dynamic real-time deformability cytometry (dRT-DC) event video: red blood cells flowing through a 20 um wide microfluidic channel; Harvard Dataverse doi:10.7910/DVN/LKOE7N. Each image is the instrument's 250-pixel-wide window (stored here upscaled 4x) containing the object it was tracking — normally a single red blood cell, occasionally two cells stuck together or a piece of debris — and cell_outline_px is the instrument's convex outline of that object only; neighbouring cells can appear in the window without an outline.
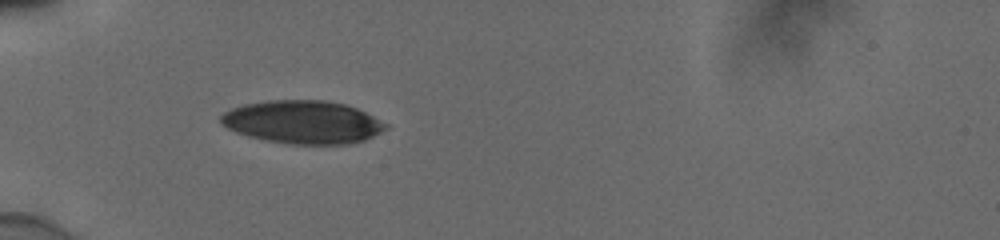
{"species": "human", "species_latin": "Homo sapiens", "temperature_condition": "cold", "stored_images_in_passage": 37, "camera_frame_rate_fps": 3000, "um_per_image_px": 0.085, "donor": {"sex": "male"}, "frame": {"image": 1, "passage_image": 1, "time_ms": 0.0, "image_size_px": [1000, 240], "cell_outline_px": [[388, 128], [364, 140], [348, 144], [292, 144], [268, 140], [248, 136], [236, 132], [220, 124], [220, 116], [224, 112], [232, 108], [244, 104], [268, 100], [324, 100], [344, 104], [356, 108], [388, 124]], "centroid_in_image_um": [25.72, 10.37], "position_along_channel_um": 59.3, "area_um2": 41.15}}
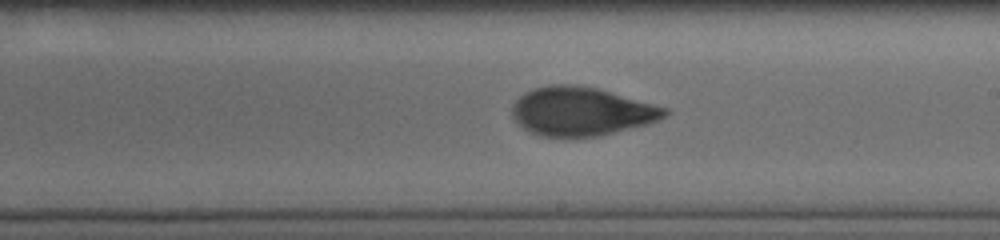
{"frame": {"image": 2, "passage_image": 16, "time_ms": 5.0, "image_size_px": [1000, 240], "cell_outline_px": [[668, 112], [660, 120], [648, 124], [600, 136], [540, 136], [520, 128], [512, 116], [512, 104], [524, 92], [532, 88], [548, 84], [568, 84], [596, 88], [668, 108]], "centroid_in_image_um": [49.37, 9.47], "position_along_channel_um": 239.6, "area_um2": 43.29}}
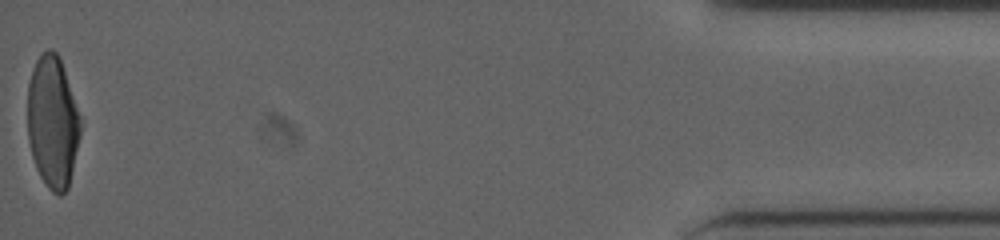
{"frame": {"image": 3, "passage_image": 37, "time_ms": 12.0, "image_size_px": [1000, 240], "cell_outline_px": [[80, 136], [68, 188], [60, 196], [52, 192], [48, 188], [40, 176], [36, 168], [32, 156], [28, 140], [28, 84], [32, 68], [36, 60], [48, 48], [52, 48], [60, 56], [80, 116]], "centroid_in_image_um": [4.47, 10.36], "position_along_channel_um": 430.7, "area_um2": 40.75}, "authors_computed_cell_mechanics": {"area_um2": 43.1766, "velocity_mm_per_s": 3.8788, "shape_relaxation_time_tau1_ms": 3.4991, "shape_relaxation_time_tau2_ms": 1.1402, "deformation_change_tau1": 0.168, "deformation_change_tau2": 0.0616}}